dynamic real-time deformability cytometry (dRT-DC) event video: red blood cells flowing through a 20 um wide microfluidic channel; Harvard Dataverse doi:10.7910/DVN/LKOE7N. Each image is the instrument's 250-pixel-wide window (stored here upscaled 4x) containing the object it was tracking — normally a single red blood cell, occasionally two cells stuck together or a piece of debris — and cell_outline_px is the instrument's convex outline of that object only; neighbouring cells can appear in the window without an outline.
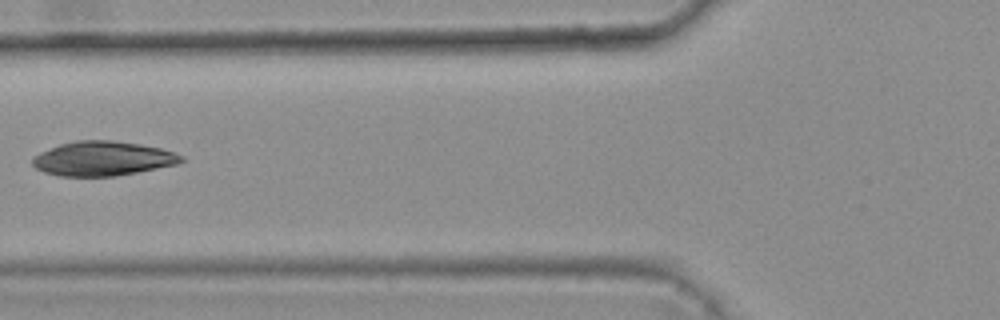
{"species": "common noctule bat (a hibernating species)", "species_latin": "Nyctalus noctula", "temperature_condition": "warm", "stored_images_in_passage": 6, "camera_frame_rate_fps": 3000, "um_per_image_px": 0.085, "animal": {"sex": "female", "body_mass_g": 25.1}, "frame": {"image": 1, "passage_image": 5, "time_ms": 1.333, "image_size_px": [1000, 320], "cell_outline_px": [[184, 160], [176, 164], [116, 176], [60, 176], [44, 172], [36, 168], [32, 164], [32, 156], [40, 152], [60, 144], [76, 140], [112, 140], [140, 144], [160, 148], [184, 156]], "centroid_in_image_um": [8.69, 13.47], "position_along_channel_um": 117.1, "area_um2": 29.71}}
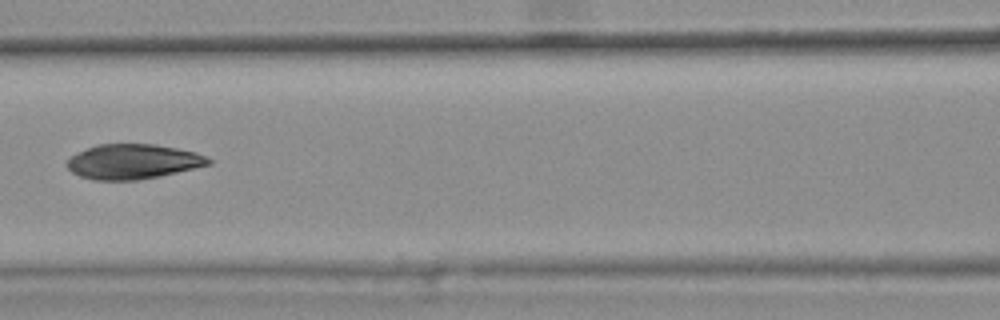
{"frame": {"image": 2, "passage_image": 6, "time_ms": 1.667, "image_size_px": [1000, 320], "cell_outline_px": [[212, 164], [160, 176], [140, 180], [92, 180], [80, 176], [72, 172], [64, 164], [76, 152], [96, 144], [156, 144], [196, 152], [212, 160]], "centroid_in_image_um": [11.28, 13.74], "position_along_channel_um": 155.3, "area_um2": 28.9}}